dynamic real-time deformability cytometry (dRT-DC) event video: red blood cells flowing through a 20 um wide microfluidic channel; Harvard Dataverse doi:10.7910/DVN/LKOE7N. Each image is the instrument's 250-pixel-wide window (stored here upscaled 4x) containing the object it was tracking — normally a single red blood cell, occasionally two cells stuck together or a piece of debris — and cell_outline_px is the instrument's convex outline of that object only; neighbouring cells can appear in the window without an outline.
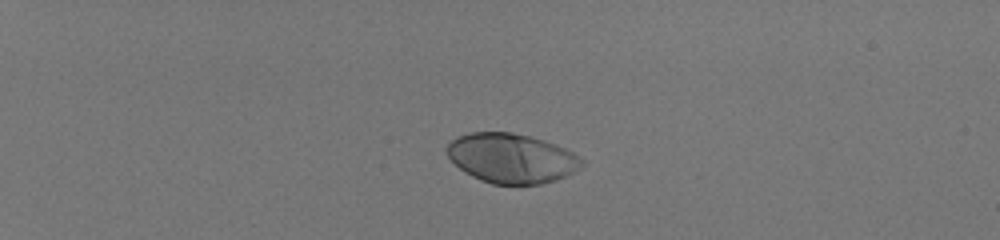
{"species": "human", "species_latin": "Homo sapiens", "temperature_condition": "room temperature", "stored_images_in_passage": 41, "camera_frame_rate_fps": 3000, "um_per_image_px": 0.085, "donor": {"sex": "male"}, "frame": {"image": 1, "passage_image": 1, "time_ms": 0.0, "image_size_px": [1000, 240], "cell_outline_px": [[584, 164], [580, 168], [556, 180], [540, 184], [492, 184], [480, 180], [464, 172], [448, 156], [448, 144], [456, 136], [472, 132], [512, 132], [532, 136], [556, 144], [572, 152], [584, 160]], "centroid_in_image_um": [43.49, 13.44], "position_along_channel_um": 41.5, "area_um2": 38.9}}
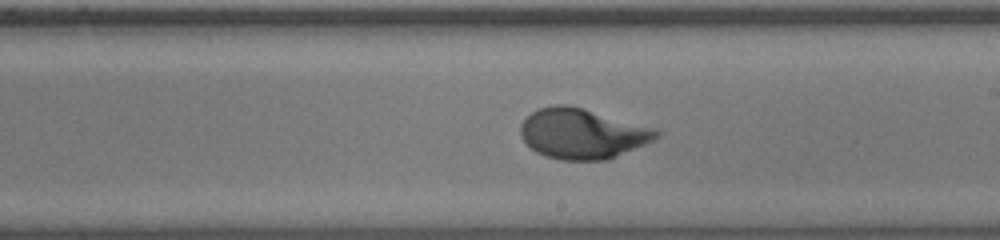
{"frame": {"image": 2, "passage_image": 23, "time_ms": 7.333, "image_size_px": [1000, 240], "cell_outline_px": [[660, 136], [652, 140], [608, 160], [560, 160], [544, 156], [536, 152], [520, 136], [520, 124], [532, 112], [540, 108], [552, 104], [568, 104], [584, 108], [656, 128], [660, 132]], "centroid_in_image_um": [49.48, 11.35], "position_along_channel_um": 239.5, "area_um2": 39.77}}
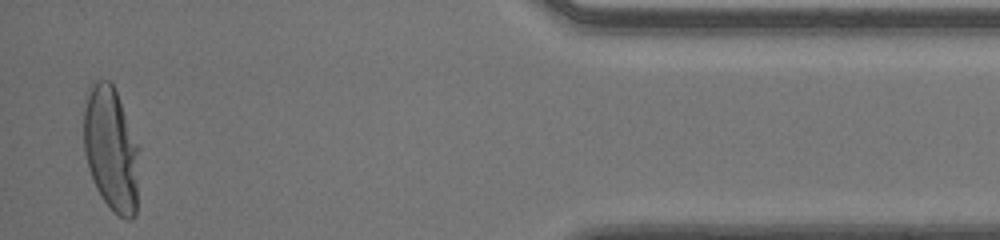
{"frame": {"image": 3, "passage_image": 40, "time_ms": 13.0, "image_size_px": [1000, 240], "cell_outline_px": [[140, 148], [136, 216], [132, 220], [124, 220], [112, 212], [100, 196], [96, 188], [84, 152], [84, 108], [88, 92], [92, 80], [108, 80], [112, 84], [116, 92], [140, 144]], "centroid_in_image_um": [9.48, 12.71], "position_along_channel_um": 425.7, "area_um2": 40.98}, "authors_computed_cell_mechanics": {"area_um2": 39.015, "velocity_mm_per_s": 4.0515, "shape_relaxation_time_tau1_ms": 3.4774, "shape_relaxation_time_tau2_ms": null, "deformation_change_tau1": 0.2184, "deformation_change_tau2": null}}